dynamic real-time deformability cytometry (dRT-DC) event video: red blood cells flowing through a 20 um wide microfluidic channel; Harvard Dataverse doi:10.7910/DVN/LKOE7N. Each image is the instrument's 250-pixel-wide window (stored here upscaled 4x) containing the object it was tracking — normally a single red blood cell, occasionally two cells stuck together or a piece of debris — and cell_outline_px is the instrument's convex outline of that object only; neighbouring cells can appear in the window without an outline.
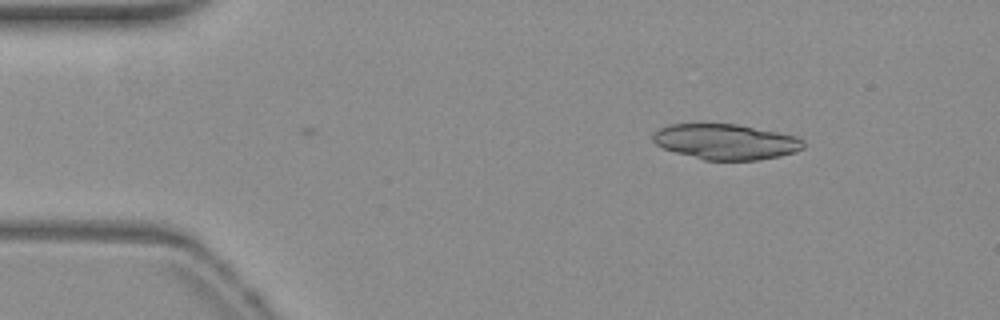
{"species": "common noctule bat (a hibernating species)", "species_latin": "Nyctalus noctula", "temperature_condition": "warm", "stored_images_in_passage": 2, "camera_frame_rate_fps": 3000, "um_per_image_px": 0.085, "animal": {"sex": "female", "body_mass_g": 19.3, "forearm_length_mm": 54.1}, "frame": {"image": 1, "passage_image": 2, "time_ms": 0.333, "image_size_px": [1000, 320], "cell_outline_px": [[804, 148], [796, 152], [780, 156], [760, 160], [704, 160], [676, 152], [664, 148], [656, 144], [652, 140], [652, 136], [660, 128], [668, 124], [736, 124], [796, 136], [804, 140]], "centroid_in_image_um": [61.71, 12.05], "position_along_channel_um": 23.3, "area_um2": 30.98}}